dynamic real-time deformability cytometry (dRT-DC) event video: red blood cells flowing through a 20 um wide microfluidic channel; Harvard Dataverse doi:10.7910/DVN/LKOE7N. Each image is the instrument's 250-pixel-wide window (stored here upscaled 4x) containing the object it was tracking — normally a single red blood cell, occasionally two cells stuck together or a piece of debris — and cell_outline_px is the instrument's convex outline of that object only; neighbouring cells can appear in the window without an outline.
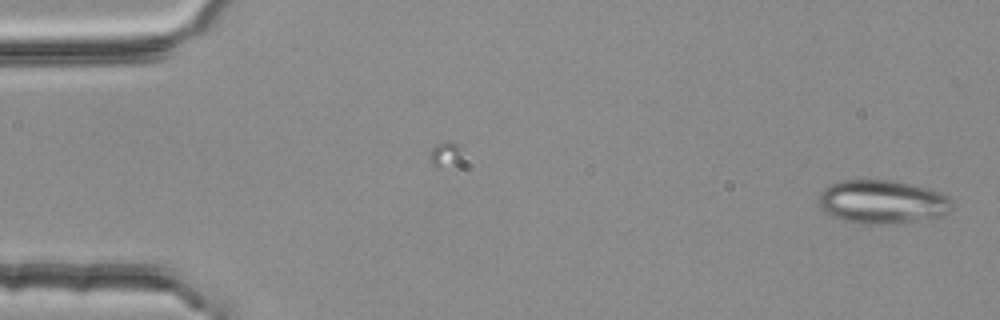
{"species": "common noctule bat (a hibernating species)", "species_latin": "Nyctalus noctula", "temperature_condition": "room temperature", "stored_images_in_passage": 4, "camera_frame_rate_fps": 3000, "um_per_image_px": 0.085, "animal": {"sex": "female", "body_mass_g": 25.1}, "frame": {"image": 1, "passage_image": 1, "time_ms": 0.0, "image_size_px": [1000, 320], "cell_outline_px": [[952, 208], [948, 212], [940, 216], [916, 220], [884, 224], [864, 224], [844, 220], [832, 216], [824, 212], [820, 208], [820, 192], [828, 184], [840, 180], [892, 180], [940, 192], [948, 196], [952, 200]], "centroid_in_image_um": [74.96, 17.15], "position_along_channel_um": 10.0, "area_um2": 33.64}}